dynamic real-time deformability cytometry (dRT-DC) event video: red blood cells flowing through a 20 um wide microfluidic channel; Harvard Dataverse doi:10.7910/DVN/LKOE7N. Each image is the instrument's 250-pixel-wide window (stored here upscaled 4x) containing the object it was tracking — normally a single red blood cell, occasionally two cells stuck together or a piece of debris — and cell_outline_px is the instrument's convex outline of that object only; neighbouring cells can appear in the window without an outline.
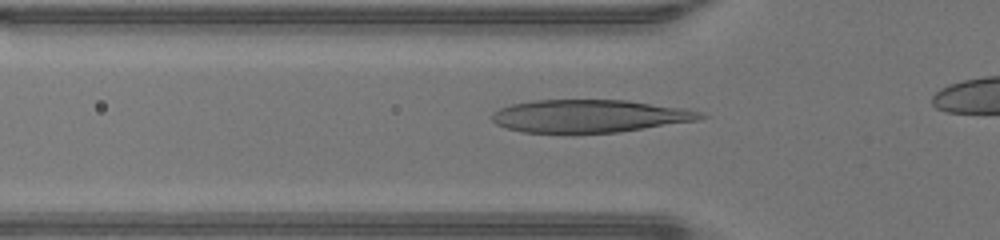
{"species": "human", "species_latin": "Homo sapiens", "temperature_condition": "warm", "stored_images_in_passage": 19, "camera_frame_rate_fps": 3000, "um_per_image_px": 0.085, "donor": {"sex": "male"}, "frame": {"image": 1, "passage_image": 8, "time_ms": 2.333, "image_size_px": [1000, 240], "cell_outline_px": [[708, 116], [700, 120], [616, 132], [572, 136], [524, 132], [508, 128], [496, 124], [492, 120], [492, 112], [500, 108], [512, 104], [532, 100], [628, 100], [684, 108], [700, 112]], "centroid_in_image_um": [50.07, 9.9], "position_along_channel_um": 75.7, "area_um2": 40.81}}
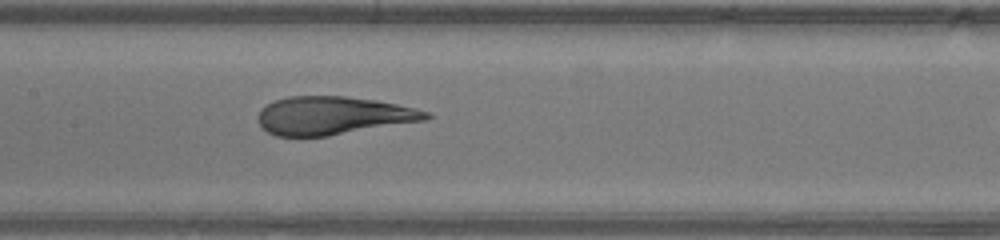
{"frame": {"image": 2, "passage_image": 15, "time_ms": 4.667, "image_size_px": [1000, 240], "cell_outline_px": [[432, 116], [428, 120], [328, 136], [276, 136], [260, 128], [256, 120], [256, 116], [260, 108], [272, 100], [288, 96], [344, 96], [376, 100], [416, 108], [428, 112]], "centroid_in_image_um": [28.25, 9.82], "position_along_channel_um": 179.1, "area_um2": 37.86}}
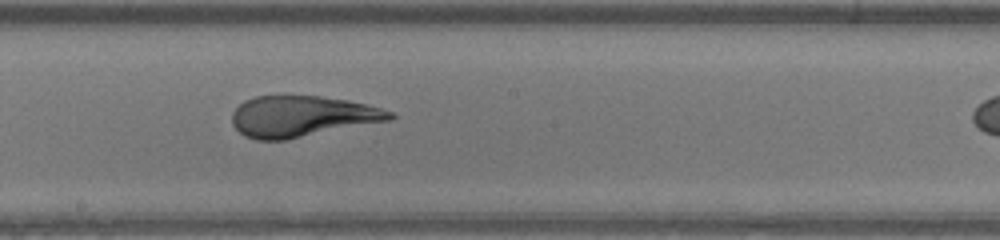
{"frame": {"image": 3, "passage_image": 18, "time_ms": 5.667, "image_size_px": [1000, 240], "cell_outline_px": [[396, 116], [392, 120], [284, 140], [256, 140], [244, 136], [232, 124], [232, 112], [244, 100], [256, 96], [320, 96], [348, 100], [380, 108], [392, 112]], "centroid_in_image_um": [25.65, 9.89], "position_along_channel_um": 222.5, "area_um2": 37.63}}